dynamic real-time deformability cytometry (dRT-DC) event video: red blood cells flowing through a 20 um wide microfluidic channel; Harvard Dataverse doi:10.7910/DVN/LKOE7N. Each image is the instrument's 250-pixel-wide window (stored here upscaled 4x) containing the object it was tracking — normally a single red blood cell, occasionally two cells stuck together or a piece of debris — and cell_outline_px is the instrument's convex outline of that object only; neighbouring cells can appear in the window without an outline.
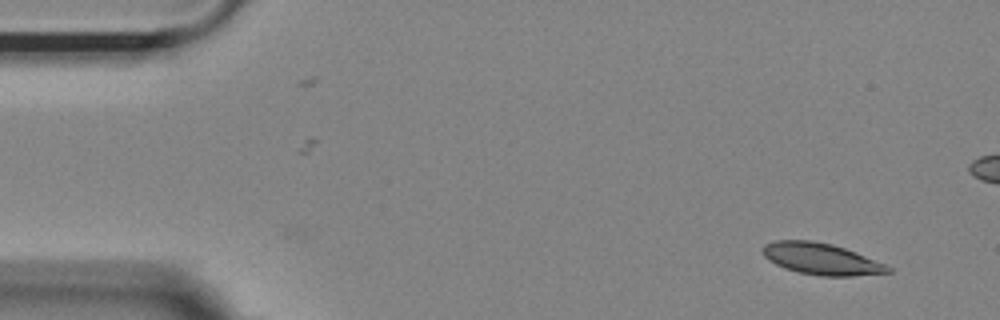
{"species": "Egyptian fruit bat (a non-hibernating species)", "species_latin": "Rousettus aegyptiacus", "temperature_condition": "room temperature", "stored_images_in_passage": 48, "camera_frame_rate_fps": 3000, "um_per_image_px": 0.085, "animal": {"sex": "female"}, "frame": {"image": 1, "passage_image": 1, "time_ms": 0.0, "image_size_px": [1000, 320], "cell_outline_px": [[892, 272], [852, 276], [820, 276], [796, 272], [784, 268], [768, 260], [764, 256], [764, 244], [776, 240], [812, 240], [832, 244], [844, 248], [884, 264], [892, 268]], "centroid_in_image_um": [69.78, 22.01], "position_along_channel_um": 15.2, "area_um2": 22.83}}
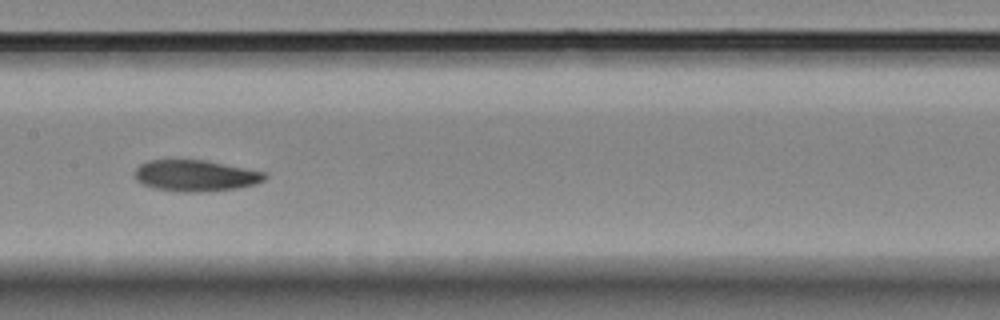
{"frame": {"image": 2, "passage_image": 24, "time_ms": 7.667, "image_size_px": [1000, 320], "cell_outline_px": [[268, 176], [264, 180], [256, 184], [236, 188], [208, 192], [176, 192], [152, 188], [136, 180], [136, 168], [140, 164], [148, 160], [204, 160], [268, 172]], "centroid_in_image_um": [16.65, 14.94], "position_along_channel_um": 190.7, "area_um2": 23.93}}
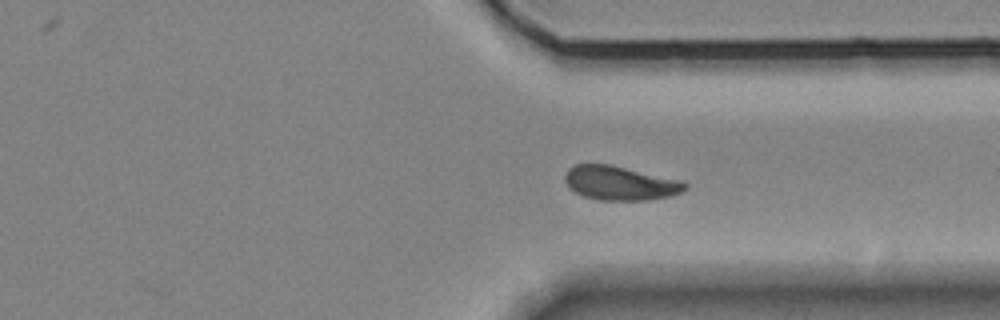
{"frame": {"image": 3, "passage_image": 38, "time_ms": 12.333, "image_size_px": [1000, 320], "cell_outline_px": [[688, 188], [684, 192], [672, 196], [648, 200], [600, 200], [584, 196], [568, 188], [564, 180], [564, 176], [568, 168], [576, 164], [608, 164], [684, 180], [688, 184]], "centroid_in_image_um": [52.76, 15.57], "position_along_channel_um": 358.6, "area_um2": 24.22}, "authors_computed_cell_mechanics": {"area_um2": 23.7558, "velocity_mm_per_s": 3.5955, "shape_relaxation_time_tau1_ms": 5.2442, "shape_relaxation_time_tau2_ms": 2.942, "deformation_change_tau1": 0.1509, "deformation_change_tau2": 0.0609}}